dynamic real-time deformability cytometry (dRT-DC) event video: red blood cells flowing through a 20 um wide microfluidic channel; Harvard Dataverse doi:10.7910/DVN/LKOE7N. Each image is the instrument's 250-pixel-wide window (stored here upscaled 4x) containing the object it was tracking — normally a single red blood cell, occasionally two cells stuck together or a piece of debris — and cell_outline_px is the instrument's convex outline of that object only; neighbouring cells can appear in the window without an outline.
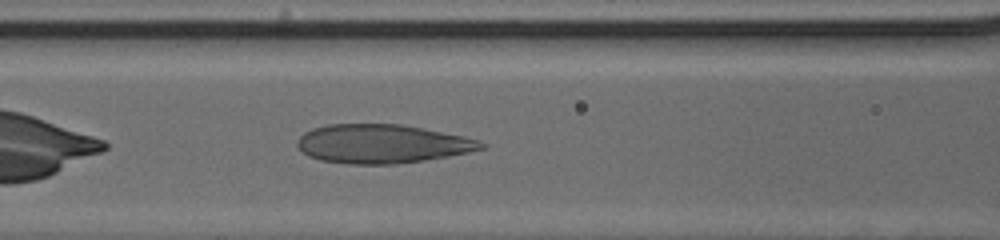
{"species": "human", "species_latin": "Homo sapiens", "temperature_condition": "cold", "stored_images_in_passage": 34, "camera_frame_rate_fps": 3000, "um_per_image_px": 0.085, "donor": {"sex": "male"}, "frame": {"image": 1, "passage_image": 7, "time_ms": 2.0, "image_size_px": [1000, 240], "cell_outline_px": [[488, 144], [484, 148], [468, 152], [448, 156], [424, 160], [396, 164], [348, 164], [320, 160], [308, 156], [296, 144], [296, 140], [304, 132], [312, 128], [328, 124], [400, 124], [464, 136], [480, 140]], "centroid_in_image_um": [32.47, 12.22], "position_along_channel_um": 134.1, "area_um2": 41.62}}
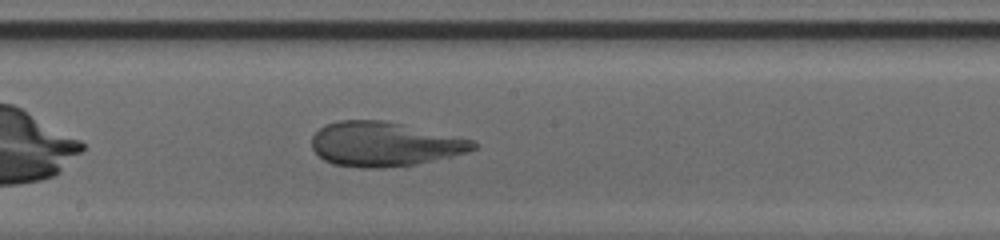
{"frame": {"image": 2, "passage_image": 13, "time_ms": 4.0, "image_size_px": [1000, 240], "cell_outline_px": [[476, 148], [468, 152], [404, 168], [360, 168], [332, 164], [324, 160], [312, 148], [312, 136], [324, 124], [340, 120], [384, 120], [476, 140]], "centroid_in_image_um": [32.69, 12.27], "position_along_channel_um": 215.5, "area_um2": 42.43}}
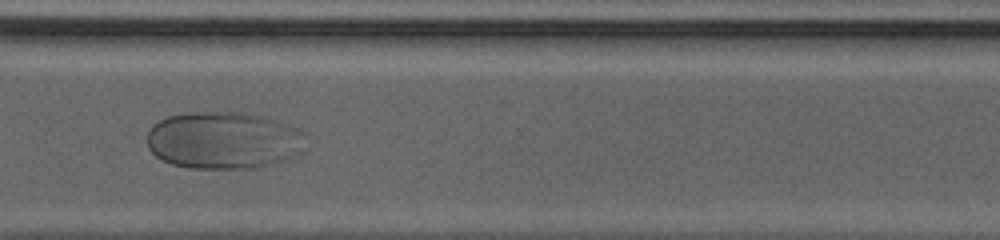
{"frame": {"image": 3, "passage_image": 23, "time_ms": 7.333, "image_size_px": [1000, 240], "cell_outline_px": [[308, 148], [300, 156], [292, 160], [256, 168], [192, 168], [172, 164], [156, 156], [148, 148], [148, 132], [152, 124], [168, 116], [188, 112], [244, 112], [264, 116], [300, 128], [304, 132]], "centroid_in_image_um": [19.12, 11.93], "position_along_channel_um": 351.5, "area_um2": 54.16}, "authors_computed_cell_mechanics": {"area_um2": 47.0492, "velocity_mm_per_s": 4.0834, "shape_relaxation_time_tau1_ms": 6.0019, "shape_relaxation_time_tau2_ms": null, "deformation_change_tau1": 0.2424, "deformation_change_tau2": null}}